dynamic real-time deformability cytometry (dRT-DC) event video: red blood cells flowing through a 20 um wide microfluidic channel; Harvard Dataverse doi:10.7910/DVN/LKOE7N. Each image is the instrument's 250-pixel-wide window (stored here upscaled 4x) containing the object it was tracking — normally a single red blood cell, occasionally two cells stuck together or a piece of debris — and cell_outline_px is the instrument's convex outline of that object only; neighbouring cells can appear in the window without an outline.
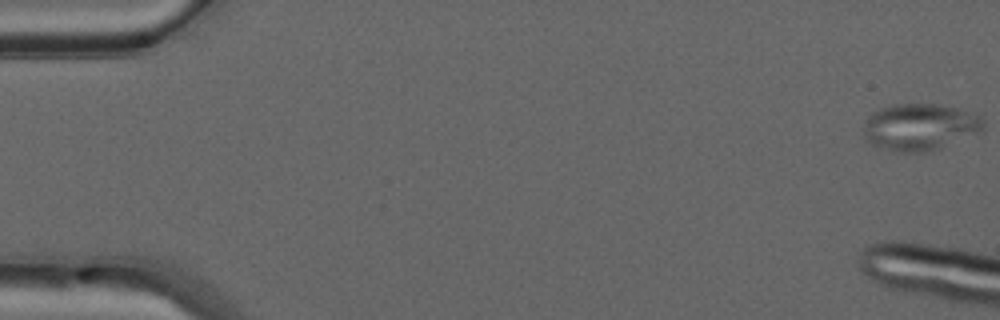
{"species": "common noctule bat (a hibernating species)", "species_latin": "Nyctalus noctula", "temperature_condition": "warm", "stored_images_in_passage": 7, "camera_frame_rate_fps": 3000, "um_per_image_px": 0.085, "animal": {"sex": "male", "forearm_length_mm": 52.5}, "frame": {"image": 1, "passage_image": 1, "time_ms": 0.0, "image_size_px": [1000, 320], "cell_outline_px": [[984, 132], [940, 148], [928, 152], [896, 152], [880, 148], [872, 144], [864, 136], [864, 124], [868, 116], [872, 112], [880, 108], [892, 104], [940, 104], [956, 108], [980, 116], [984, 120]], "centroid_in_image_um": [78.21, 10.8], "position_along_channel_um": 6.8, "area_um2": 33.06}}